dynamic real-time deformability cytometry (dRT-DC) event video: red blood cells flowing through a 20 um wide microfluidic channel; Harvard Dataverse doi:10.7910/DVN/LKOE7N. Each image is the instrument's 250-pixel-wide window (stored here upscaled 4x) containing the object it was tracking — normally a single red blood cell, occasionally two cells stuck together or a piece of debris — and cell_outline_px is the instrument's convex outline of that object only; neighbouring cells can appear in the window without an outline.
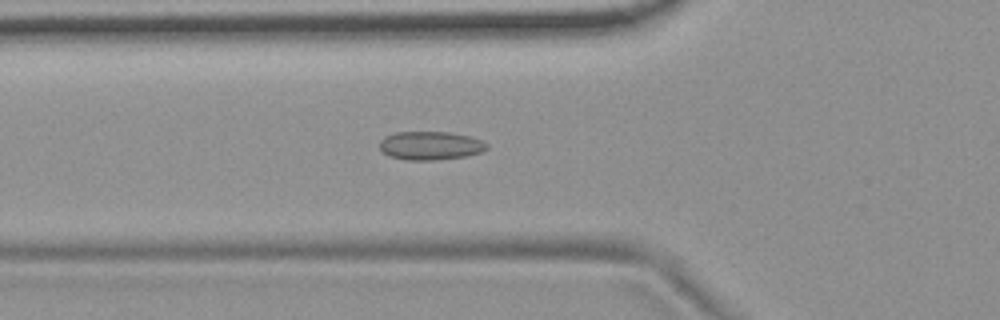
{"species": "common noctule bat (a hibernating species)", "species_latin": "Nyctalus noctula", "temperature_condition": "room temperature", "stored_images_in_passage": 52, "camera_frame_rate_fps": 3000, "um_per_image_px": 0.085, "animal": {"sex": "female", "body_mass_g": 19.9}, "frame": {"image": 1, "passage_image": 17, "time_ms": 5.333, "image_size_px": [1000, 320], "cell_outline_px": [[488, 148], [480, 152], [464, 156], [432, 160], [404, 160], [388, 156], [380, 148], [380, 140], [384, 136], [396, 132], [448, 132], [472, 136], [488, 144]], "centroid_in_image_um": [36.56, 12.37], "position_along_channel_um": 89.2, "area_um2": 17.8}}
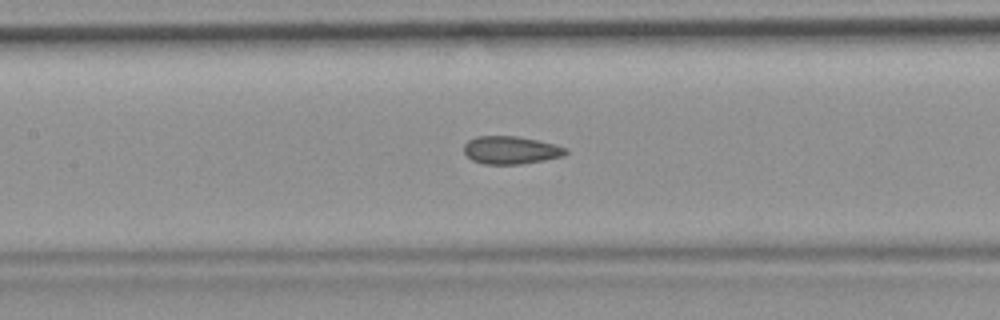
{"frame": {"image": 2, "passage_image": 23, "time_ms": 7.333, "image_size_px": [1000, 320], "cell_outline_px": [[568, 152], [564, 156], [544, 160], [520, 164], [484, 164], [472, 160], [464, 152], [464, 144], [468, 140], [476, 136], [516, 136], [556, 144], [568, 148]], "centroid_in_image_um": [43.43, 12.76], "position_along_channel_um": 164.0, "area_um2": 16.59}}
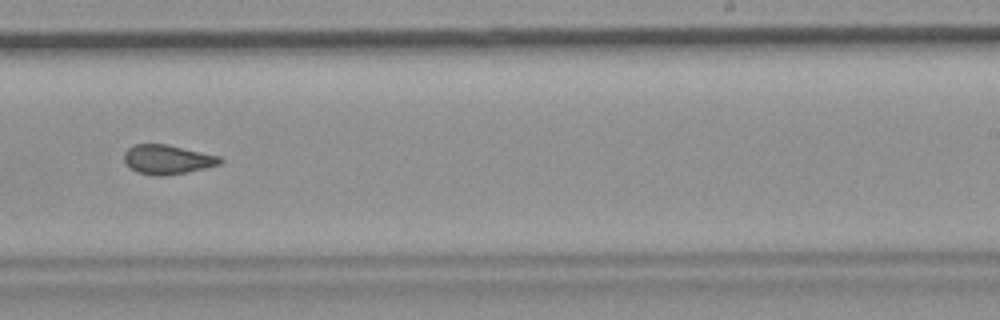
{"frame": {"image": 3, "passage_image": 32, "time_ms": 10.333, "image_size_px": [1000, 320], "cell_outline_px": [[224, 160], [220, 164], [188, 172], [164, 176], [152, 176], [136, 172], [128, 168], [124, 160], [124, 152], [128, 148], [136, 144], [168, 144], [220, 156]], "centroid_in_image_um": [14.21, 13.56], "position_along_channel_um": 274.8, "area_um2": 16.65}, "authors_computed_cell_mechanics": {"area_um2": 17.1377, "velocity_mm_per_s": 3.7166, "shape_relaxation_time_tau1_ms": null, "shape_relaxation_time_tau2_ms": 2.1634, "deformation_change_tau1": null, "deformation_change_tau2": 0.0907}}